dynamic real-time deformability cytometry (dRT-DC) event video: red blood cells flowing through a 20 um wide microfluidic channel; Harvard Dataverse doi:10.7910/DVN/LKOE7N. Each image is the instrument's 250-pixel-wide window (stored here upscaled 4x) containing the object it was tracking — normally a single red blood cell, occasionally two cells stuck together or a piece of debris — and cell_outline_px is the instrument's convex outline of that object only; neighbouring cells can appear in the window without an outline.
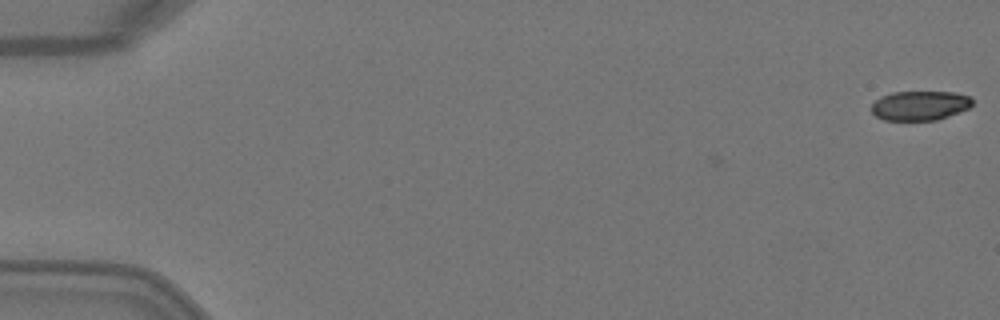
{"species": "Egyptian fruit bat (a non-hibernating species)", "species_latin": "Rousettus aegyptiacus", "temperature_condition": "warm", "stored_images_in_passage": 5, "camera_frame_rate_fps": 3000, "um_per_image_px": 0.085, "animal": {"sex": "female"}, "frame": {"image": 1, "passage_image": 1, "time_ms": 0.0, "image_size_px": [1000, 320], "cell_outline_px": [[972, 104], [968, 108], [948, 116], [936, 120], [884, 120], [876, 116], [872, 112], [872, 104], [880, 96], [892, 92], [956, 92], [968, 96], [972, 100]], "centroid_in_image_um": [78.17, 8.97], "position_along_channel_um": 6.8, "area_um2": 17.22}}